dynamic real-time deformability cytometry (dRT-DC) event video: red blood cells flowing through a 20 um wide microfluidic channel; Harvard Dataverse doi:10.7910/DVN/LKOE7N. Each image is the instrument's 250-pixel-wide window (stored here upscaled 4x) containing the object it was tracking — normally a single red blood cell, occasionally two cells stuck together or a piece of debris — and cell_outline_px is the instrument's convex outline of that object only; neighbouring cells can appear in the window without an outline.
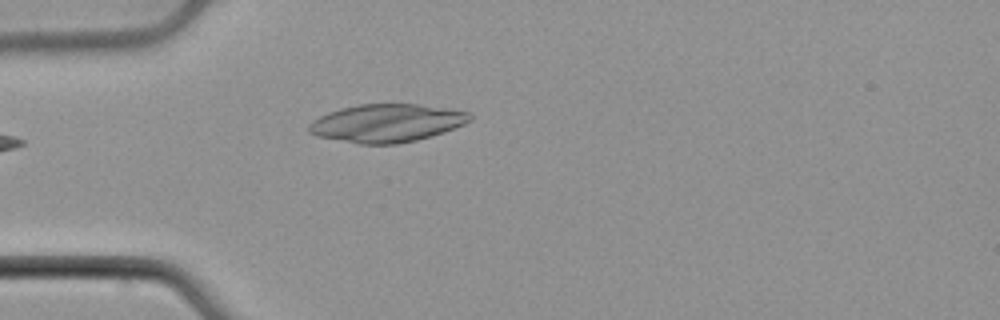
{"species": "common noctule bat (a hibernating species)", "species_latin": "Nyctalus noctula", "temperature_condition": "cold", "stored_images_in_passage": 36, "camera_frame_rate_fps": 3000, "um_per_image_px": 0.085, "animal": {"sex": "male", "body_mass_g": 21.5, "forearm_length_mm": 52.0}, "frame": {"image": 1, "passage_image": 1, "time_ms": 0.0, "image_size_px": [1000, 320], "cell_outline_px": [[472, 120], [464, 124], [444, 132], [416, 140], [396, 144], [360, 144], [316, 136], [308, 132], [308, 124], [312, 120], [328, 112], [340, 108], [360, 104], [420, 104], [468, 112], [472, 116]], "centroid_in_image_um": [32.84, 10.46], "position_along_channel_um": 52.2, "area_um2": 35.66}}
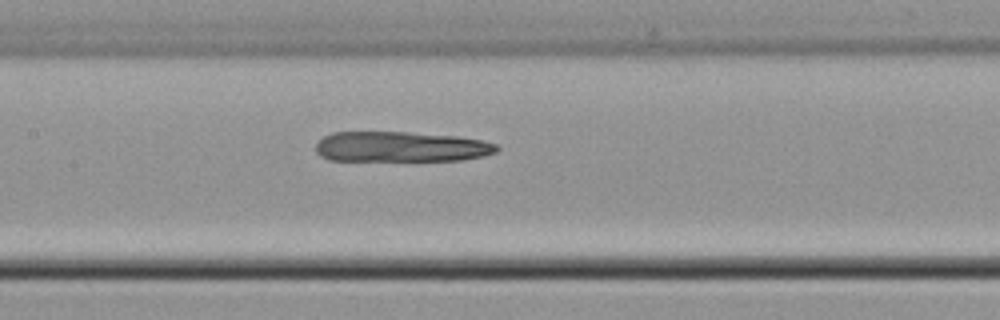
{"frame": {"image": 2, "passage_image": 11, "time_ms": 3.333, "image_size_px": [1000, 320], "cell_outline_px": [[500, 148], [496, 152], [484, 156], [464, 160], [328, 160], [320, 156], [316, 152], [316, 144], [324, 136], [332, 132], [408, 132], [456, 136], [480, 140], [496, 144]], "centroid_in_image_um": [34.07, 12.47], "position_along_channel_um": 173.3, "area_um2": 31.96}}
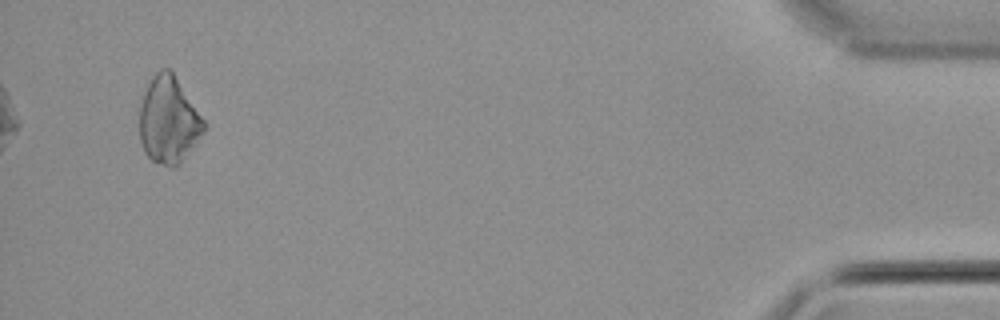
{"frame": {"image": 3, "passage_image": 36, "time_ms": 11.667, "image_size_px": [1000, 320], "cell_outline_px": [[204, 132], [180, 164], [172, 168], [152, 160], [144, 152], [140, 140], [140, 104], [144, 92], [152, 76], [160, 68], [168, 68], [172, 72], [204, 120]], "centroid_in_image_um": [14.31, 10.22], "position_along_channel_um": 420.9, "area_um2": 32.19}}